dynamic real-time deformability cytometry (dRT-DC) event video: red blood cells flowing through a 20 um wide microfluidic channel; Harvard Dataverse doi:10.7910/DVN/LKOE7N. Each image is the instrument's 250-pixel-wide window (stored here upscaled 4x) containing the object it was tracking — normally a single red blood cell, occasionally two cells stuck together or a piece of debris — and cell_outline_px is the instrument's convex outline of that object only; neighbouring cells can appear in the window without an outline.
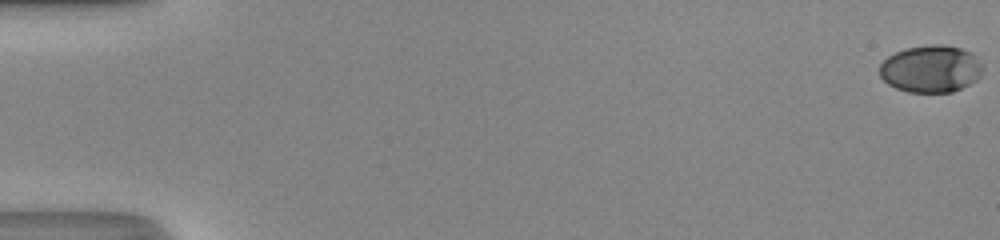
{"species": "human", "species_latin": "Homo sapiens", "temperature_condition": "room temperature", "stored_images_in_passage": 51, "camera_frame_rate_fps": 3000, "um_per_image_px": 0.085, "donor": {"sex": "male"}, "frame": {"image": 1, "passage_image": 1, "time_ms": 0.0, "image_size_px": [1000, 240], "cell_outline_px": [[980, 68], [976, 80], [952, 92], [908, 92], [896, 88], [888, 84], [880, 76], [880, 64], [888, 56], [896, 52], [908, 48], [960, 48], [968, 52]], "centroid_in_image_um": [79.0, 5.93], "position_along_channel_um": 6.0, "area_um2": 26.65}}
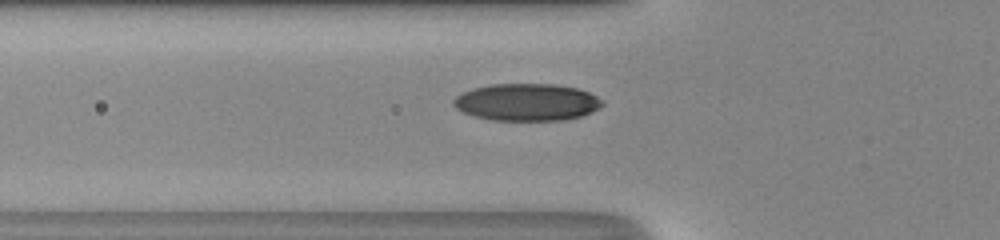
{"frame": {"image": 2, "passage_image": 20, "time_ms": 6.333, "image_size_px": [1000, 240], "cell_outline_px": [[604, 104], [592, 112], [580, 116], [560, 120], [496, 120], [476, 116], [464, 112], [456, 108], [452, 100], [456, 96], [464, 92], [476, 88], [492, 84], [552, 84], [576, 88], [588, 92], [596, 96]], "centroid_in_image_um": [44.79, 8.68], "position_along_channel_um": 81.0, "area_um2": 31.73}}
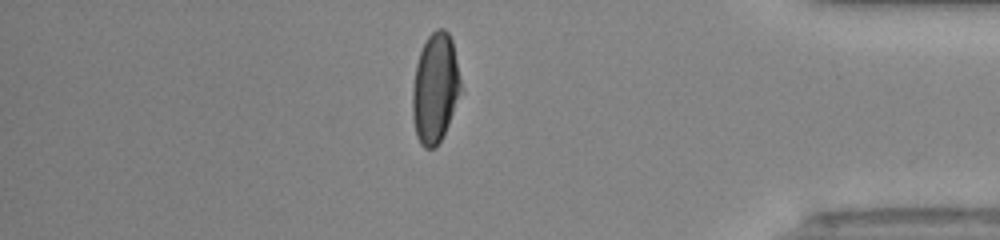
{"frame": {"image": 3, "passage_image": 44, "time_ms": 14.333, "image_size_px": [1000, 240], "cell_outline_px": [[460, 92], [448, 124], [436, 148], [424, 148], [420, 144], [416, 136], [412, 116], [412, 88], [416, 64], [420, 52], [428, 36], [436, 28], [444, 28], [448, 32], [452, 40], [460, 80]], "centroid_in_image_um": [36.96, 7.5], "position_along_channel_um": 398.2, "area_um2": 30.63}, "authors_computed_cell_mechanics": {"area_um2": 30.5762, "velocity_mm_per_s": 4.3503, "shape_relaxation_time_tau1_ms": 4.442, "shape_relaxation_time_tau2_ms": 1.1562, "deformation_change_tau1": 0.1898, "deformation_change_tau2": 0.0522}}